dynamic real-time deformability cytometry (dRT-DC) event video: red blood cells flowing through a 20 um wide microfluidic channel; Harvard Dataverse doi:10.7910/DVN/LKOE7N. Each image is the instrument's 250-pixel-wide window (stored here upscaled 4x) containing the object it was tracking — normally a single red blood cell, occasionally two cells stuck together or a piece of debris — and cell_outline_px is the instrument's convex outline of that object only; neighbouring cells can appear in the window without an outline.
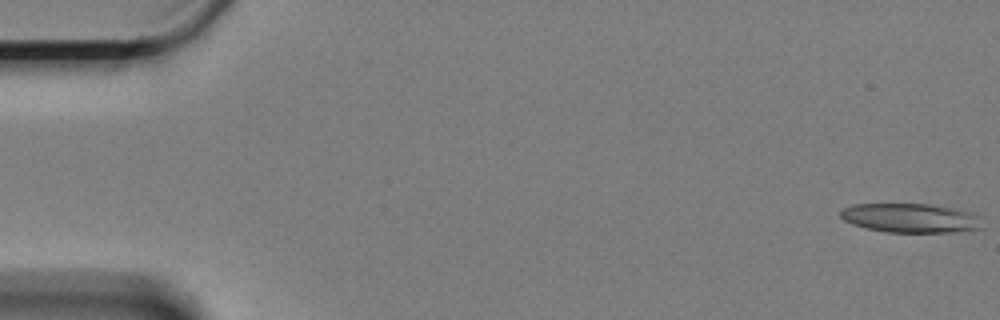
{"species": "Egyptian fruit bat (a non-hibernating species)", "species_latin": "Rousettus aegyptiacus", "temperature_condition": "cold", "stored_images_in_passage": 19, "camera_frame_rate_fps": 3000, "um_per_image_px": 0.085, "animal": {"sex": "female"}, "frame": {"image": 1, "passage_image": 1, "time_ms": 0.0, "image_size_px": [1000, 320], "cell_outline_px": [[984, 228], [956, 232], [888, 232], [868, 228], [852, 224], [844, 220], [840, 216], [840, 212], [844, 208], [852, 204], [928, 204], [948, 208], [964, 212]], "centroid_in_image_um": [77.23, 18.54], "position_along_channel_um": 7.8, "area_um2": 23.18}}
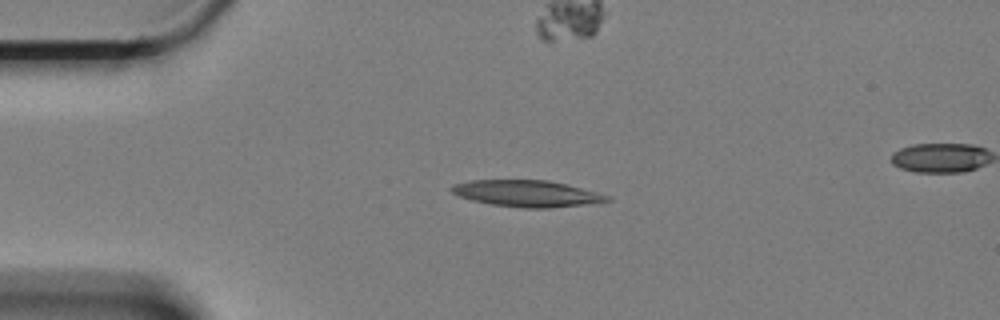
{"frame": {"image": 2, "passage_image": 14, "time_ms": 4.333, "image_size_px": [1000, 320], "cell_outline_px": [[612, 200], [584, 204], [548, 208], [524, 208], [492, 204], [472, 200], [460, 196], [452, 192], [448, 188], [452, 184], [472, 180], [548, 180], [612, 196]], "centroid_in_image_um": [44.75, 16.44], "position_along_channel_um": 40.2, "area_um2": 23.76}}